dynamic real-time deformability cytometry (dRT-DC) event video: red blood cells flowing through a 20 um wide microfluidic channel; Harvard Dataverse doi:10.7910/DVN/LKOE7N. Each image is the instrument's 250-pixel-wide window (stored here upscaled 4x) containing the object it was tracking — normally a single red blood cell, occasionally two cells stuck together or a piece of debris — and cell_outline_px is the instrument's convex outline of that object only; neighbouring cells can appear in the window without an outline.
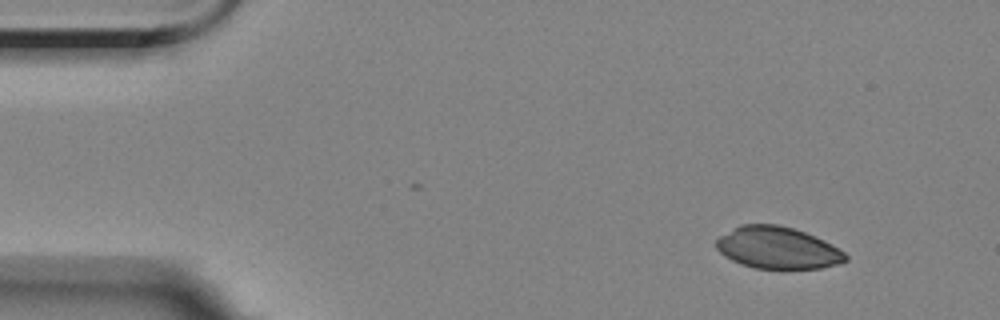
{"species": "Egyptian fruit bat (a non-hibernating species)", "species_latin": "Rousettus aegyptiacus", "temperature_condition": "room temperature", "stored_images_in_passage": 2, "camera_frame_rate_fps": 3000, "um_per_image_px": 0.085, "animal": {"sex": "female"}, "frame": {"image": 1, "passage_image": 2, "time_ms": 2.0, "image_size_px": [1000, 320], "cell_outline_px": [[848, 260], [840, 264], [820, 268], [756, 268], [740, 264], [724, 256], [716, 248], [716, 240], [720, 236], [740, 224], [776, 224], [792, 228], [804, 232], [824, 240], [832, 244], [844, 252], [848, 256]], "centroid_in_image_um": [66.1, 21.06], "position_along_channel_um": 18.9, "area_um2": 31.5}}